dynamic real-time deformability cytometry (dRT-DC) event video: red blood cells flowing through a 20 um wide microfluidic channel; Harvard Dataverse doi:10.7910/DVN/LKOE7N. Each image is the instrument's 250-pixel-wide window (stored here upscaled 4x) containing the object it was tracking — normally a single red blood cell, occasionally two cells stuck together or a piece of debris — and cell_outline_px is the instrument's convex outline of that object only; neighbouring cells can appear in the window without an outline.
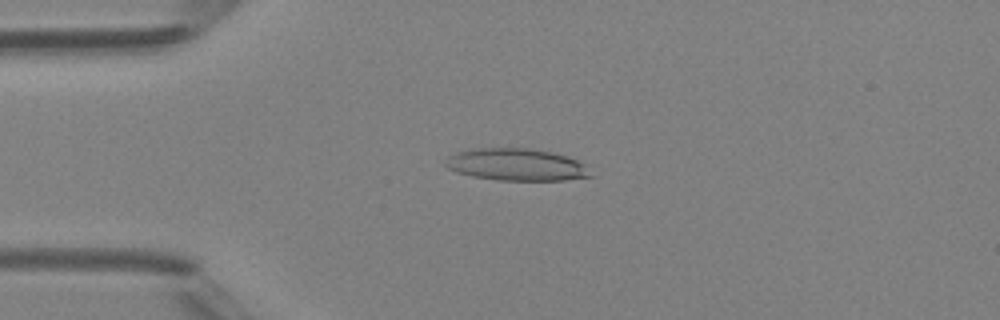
{"species": "Egyptian fruit bat (a non-hibernating species)", "species_latin": "Rousettus aegyptiacus", "temperature_condition": "room temperature", "stored_images_in_passage": 7, "camera_frame_rate_fps": 3000, "um_per_image_px": 0.085, "animal": {"sex": "female"}, "frame": {"image": 1, "passage_image": 3, "time_ms": 2.333, "image_size_px": [1000, 320], "cell_outline_px": [[592, 176], [564, 180], [500, 180], [472, 176], [456, 172], [448, 168], [444, 164], [444, 160], [448, 156], [456, 152], [468, 148], [528, 148], [552, 152], [568, 156], [580, 160]], "centroid_in_image_um": [43.85, 13.98], "position_along_channel_um": 41.2, "area_um2": 27.28}}
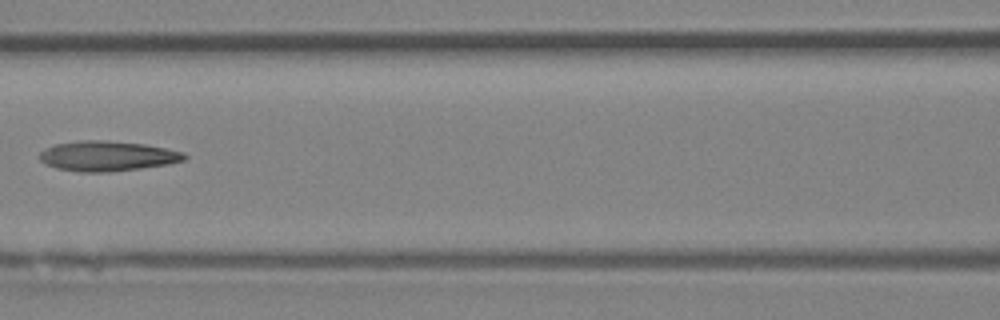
{"frame": {"image": 2, "passage_image": 6, "time_ms": 5.667, "image_size_px": [1000, 320], "cell_outline_px": [[188, 156], [184, 160], [168, 164], [140, 168], [108, 172], [80, 172], [56, 168], [44, 164], [40, 160], [40, 152], [44, 148], [56, 144], [80, 140], [104, 140], [144, 144], [184, 152]], "centroid_in_image_um": [9.1, 13.26], "position_along_channel_um": 157.5, "area_um2": 25.37}}
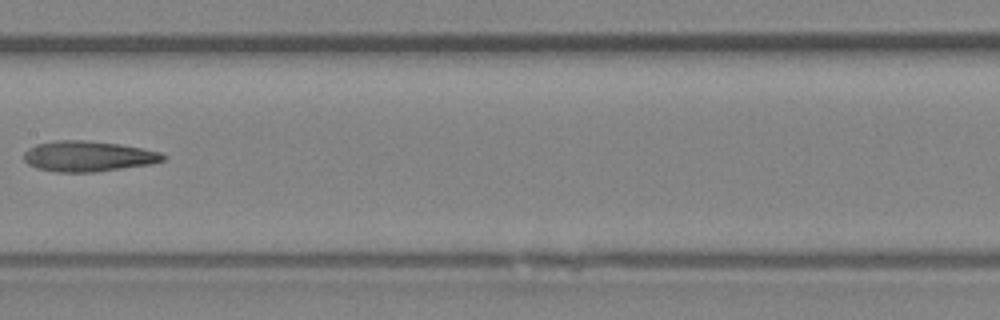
{"frame": {"image": 3, "passage_image": 7, "time_ms": 6.667, "image_size_px": [1000, 320], "cell_outline_px": [[168, 156], [164, 160], [152, 164], [96, 172], [56, 172], [36, 168], [28, 164], [24, 160], [24, 152], [28, 148], [36, 144], [56, 140], [88, 140], [120, 144], [160, 152]], "centroid_in_image_um": [7.49, 13.28], "position_along_channel_um": 199.9, "area_um2": 24.97}}